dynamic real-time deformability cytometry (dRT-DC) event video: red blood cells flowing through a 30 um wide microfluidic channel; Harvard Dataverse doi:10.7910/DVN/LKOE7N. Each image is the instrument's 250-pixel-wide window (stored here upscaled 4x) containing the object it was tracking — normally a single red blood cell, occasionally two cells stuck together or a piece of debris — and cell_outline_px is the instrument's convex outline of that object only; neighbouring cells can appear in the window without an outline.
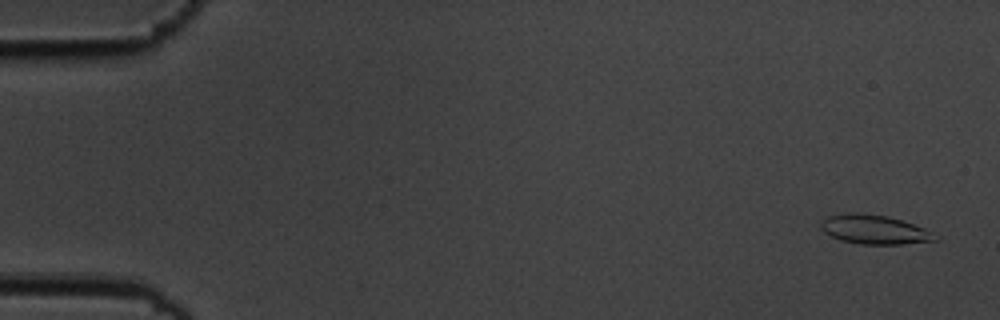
{"species": "common noctule bat (a hibernating species)", "species_latin": "Nyctalus noctula", "temperature_condition": "cold", "stored_images_in_passage": 5, "camera_frame_rate_fps": 3000, "um_per_image_px": 0.085, "animal": {"sex": "male", "body_mass_g": 19.5, "forearm_length_mm": 54.6}, "frame": {"image": 1, "passage_image": 1, "time_ms": 0.0, "image_size_px": [1000, 320], "cell_outline_px": [[940, 236], [936, 240], [900, 244], [860, 244], [840, 240], [824, 232], [820, 228], [820, 220], [828, 216], [848, 212], [856, 212], [888, 216], [924, 228]], "centroid_in_image_um": [74.28, 19.5], "position_along_channel_um": 10.7, "area_um2": 19.42}}